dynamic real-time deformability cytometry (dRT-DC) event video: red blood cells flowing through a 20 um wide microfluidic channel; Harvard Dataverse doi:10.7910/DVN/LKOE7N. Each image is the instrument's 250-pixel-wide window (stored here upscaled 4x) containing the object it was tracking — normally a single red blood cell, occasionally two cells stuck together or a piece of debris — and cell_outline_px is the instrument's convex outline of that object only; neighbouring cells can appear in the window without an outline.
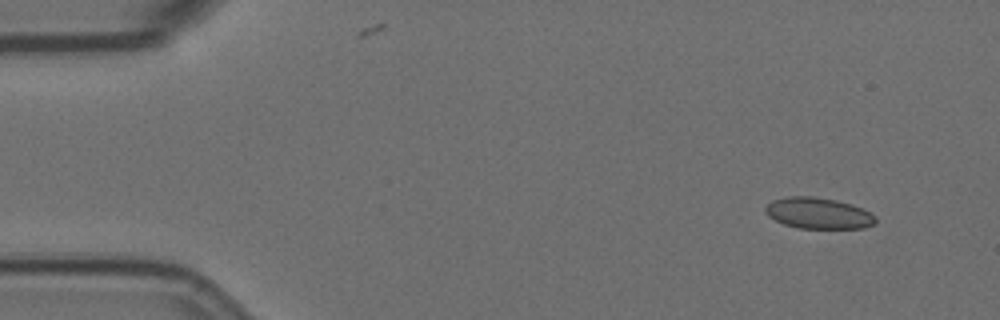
{"species": "Egyptian fruit bat (a non-hibernating species)", "species_latin": "Rousettus aegyptiacus", "temperature_condition": "room temperature", "stored_images_in_passage": 54, "camera_frame_rate_fps": 3000, "um_per_image_px": 0.085, "animal": {"sex": "female"}, "frame": {"image": 1, "passage_image": 1, "time_ms": 0.0, "image_size_px": [1000, 320], "cell_outline_px": [[876, 224], [864, 228], [796, 228], [784, 224], [768, 216], [764, 212], [764, 208], [772, 200], [788, 196], [812, 196], [836, 200], [852, 204], [876, 216]], "centroid_in_image_um": [69.55, 18.12], "position_along_channel_um": 15.5, "area_um2": 20.06}}
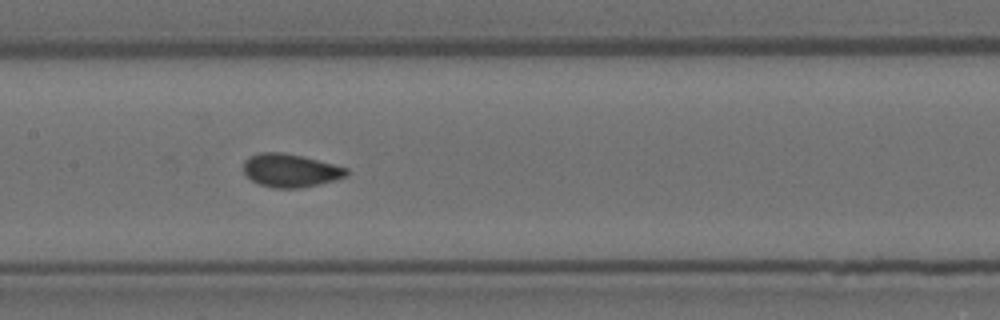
{"frame": {"image": 2, "passage_image": 24, "time_ms": 7.667, "image_size_px": [1000, 320], "cell_outline_px": [[348, 176], [336, 180], [320, 184], [296, 188], [272, 188], [260, 184], [252, 180], [244, 172], [244, 160], [248, 156], [260, 152], [284, 152], [348, 168]], "centroid_in_image_um": [24.68, 14.49], "position_along_channel_um": 182.7, "area_um2": 19.88}}
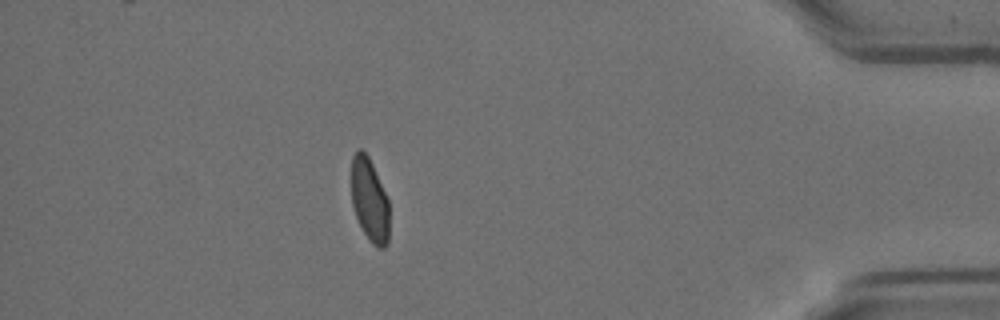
{"frame": {"image": 3, "passage_image": 47, "time_ms": 15.333, "image_size_px": [1000, 320], "cell_outline_px": [[388, 244], [384, 248], [380, 248], [372, 244], [368, 240], [356, 216], [352, 204], [352, 156], [356, 148], [360, 148], [368, 156], [372, 164], [388, 200]], "centroid_in_image_um": [31.4, 17.0], "position_along_channel_um": 403.8, "area_um2": 18.21}, "authors_computed_cell_mechanics": {"area_um2": 19.7676, "velocity_mm_per_s": 3.5101, "shape_relaxation_time_tau1_ms": 9.6219, "shape_relaxation_time_tau2_ms": null, "deformation_change_tau1": 0.1184, "deformation_change_tau2": null}}